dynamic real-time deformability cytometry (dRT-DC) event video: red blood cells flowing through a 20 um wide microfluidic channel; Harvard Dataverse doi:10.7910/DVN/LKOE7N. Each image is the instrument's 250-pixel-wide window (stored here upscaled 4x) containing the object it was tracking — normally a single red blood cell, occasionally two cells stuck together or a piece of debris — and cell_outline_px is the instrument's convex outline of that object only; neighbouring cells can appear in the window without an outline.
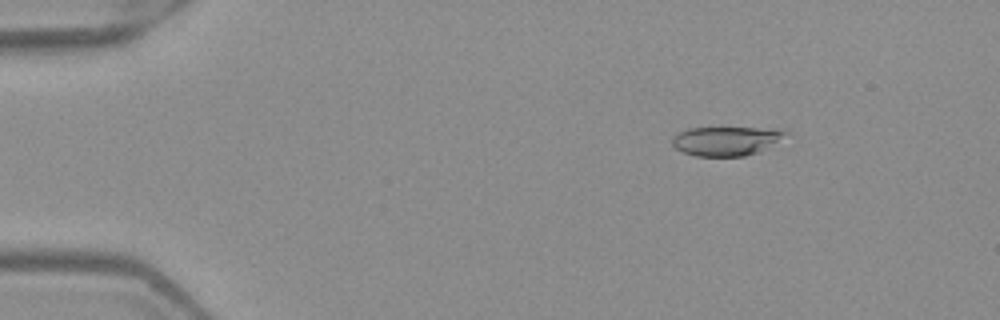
{"species": "Egyptian fruit bat (a non-hibernating species)", "species_latin": "Rousettus aegyptiacus", "temperature_condition": "warm", "stored_images_in_passage": 4, "camera_frame_rate_fps": 3000, "um_per_image_px": 0.085, "frame": {"image": 1, "passage_image": 2, "time_ms": 0.333, "image_size_px": [1000, 320], "cell_outline_px": [[788, 132], [760, 152], [744, 156], [696, 156], [684, 152], [676, 148], [672, 144], [672, 136], [688, 128], [784, 128]], "centroid_in_image_um": [61.7, 11.97], "position_along_channel_um": 23.3, "area_um2": 19.07}}
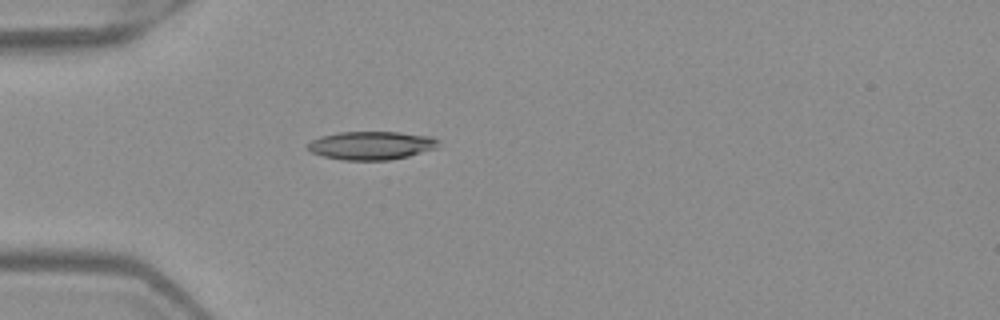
{"frame": {"image": 2, "passage_image": 4, "time_ms": 1.0, "image_size_px": [1000, 320], "cell_outline_px": [[440, 140], [436, 148], [408, 156], [388, 160], [344, 160], [324, 156], [312, 152], [308, 148], [308, 144], [312, 140], [320, 136], [340, 132], [400, 132], [432, 136]], "centroid_in_image_um": [31.59, 12.35], "position_along_channel_um": 53.4, "area_um2": 21.5}}